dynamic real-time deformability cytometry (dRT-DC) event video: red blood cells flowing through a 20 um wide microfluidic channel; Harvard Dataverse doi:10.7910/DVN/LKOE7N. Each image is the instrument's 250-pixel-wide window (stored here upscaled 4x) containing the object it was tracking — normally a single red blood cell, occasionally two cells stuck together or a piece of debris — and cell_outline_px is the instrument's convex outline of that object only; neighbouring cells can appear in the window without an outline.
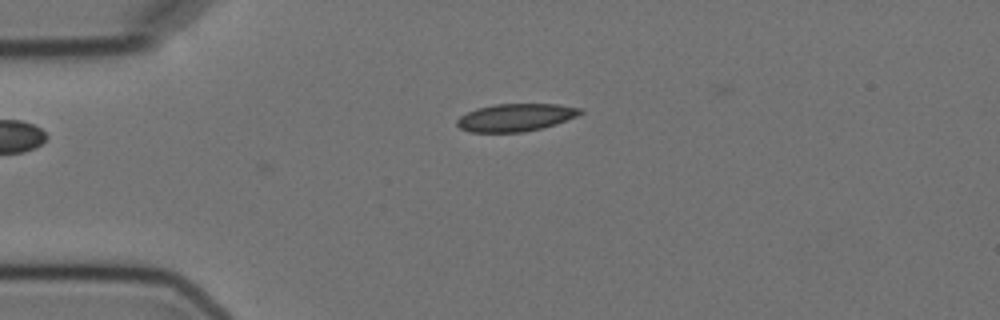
{"species": "Egyptian fruit bat (a non-hibernating species)", "species_latin": "Rousettus aegyptiacus", "temperature_condition": "cold", "stored_images_in_passage": 1, "camera_frame_rate_fps": 3000, "um_per_image_px": 0.085, "animal": {"sex": "female"}, "frame": {"image": 1, "passage_image": 1, "time_ms": 0.0, "image_size_px": [1000, 320], "cell_outline_px": [[584, 112], [576, 116], [556, 124], [524, 132], [468, 132], [460, 128], [456, 124], [456, 120], [460, 116], [476, 108], [492, 104], [560, 104], [580, 108]], "centroid_in_image_um": [43.8, 9.98], "position_along_channel_um": 41.2, "area_um2": 19.88}}